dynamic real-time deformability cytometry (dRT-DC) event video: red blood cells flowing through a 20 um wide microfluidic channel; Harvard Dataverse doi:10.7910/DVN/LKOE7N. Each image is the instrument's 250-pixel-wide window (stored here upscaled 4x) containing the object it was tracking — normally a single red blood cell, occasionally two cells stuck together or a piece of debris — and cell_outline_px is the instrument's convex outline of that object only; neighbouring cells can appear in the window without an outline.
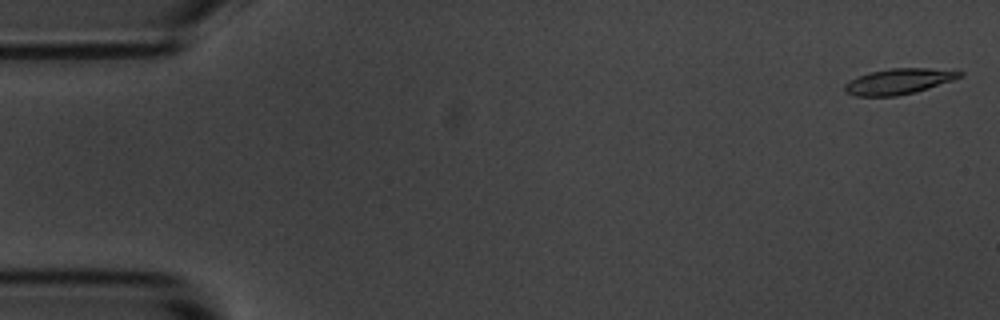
{"species": "common noctule bat (a hibernating species)", "species_latin": "Nyctalus noctula", "temperature_condition": "room temperature", "stored_images_in_passage": 8, "camera_frame_rate_fps": 3000, "um_per_image_px": 0.085, "animal": {"sex": "male", "body_mass_g": 20.1, "forearm_length_mm": 53.5}, "frame": {"image": 1, "passage_image": 1, "time_ms": 0.0, "image_size_px": [1000, 320], "cell_outline_px": [[964, 76], [916, 92], [896, 96], [856, 96], [844, 92], [844, 84], [848, 80], [856, 76], [868, 72], [888, 68], [928, 68], [964, 72]], "centroid_in_image_um": [76.33, 6.91], "position_along_channel_um": 8.7, "area_um2": 17.34}}
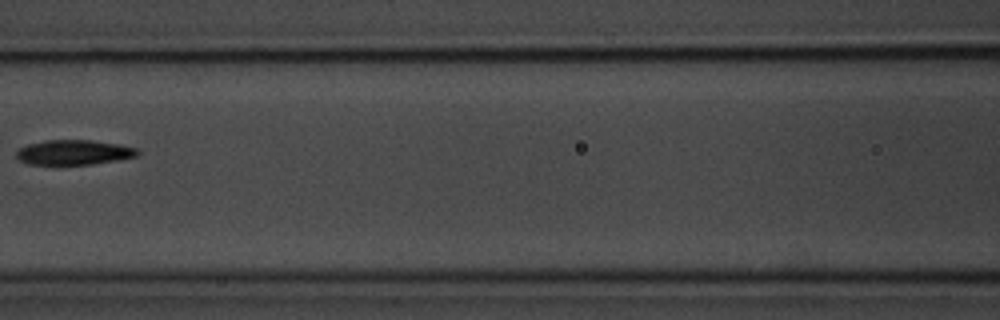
{"frame": {"image": 2, "passage_image": 7, "time_ms": 7.667, "image_size_px": [1000, 320], "cell_outline_px": [[140, 152], [136, 156], [116, 160], [92, 164], [28, 164], [20, 160], [16, 156], [16, 152], [20, 148], [28, 144], [44, 140], [88, 140], [120, 144], [136, 148]], "centroid_in_image_um": [6.27, 12.94], "position_along_channel_um": 160.3, "area_um2": 17.4}}
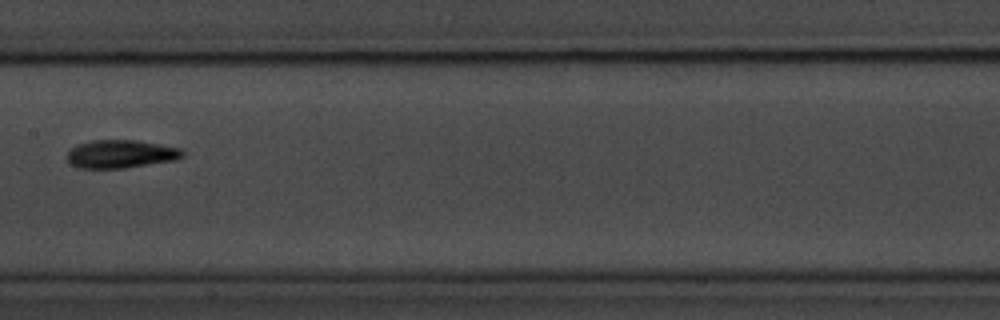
{"frame": {"image": 3, "passage_image": 8, "time_ms": 8.667, "image_size_px": [1000, 320], "cell_outline_px": [[184, 156], [176, 160], [124, 168], [76, 168], [68, 160], [68, 152], [76, 144], [92, 140], [136, 140], [160, 144], [180, 148], [184, 152]], "centroid_in_image_um": [10.28, 13.09], "position_along_channel_um": 197.1, "area_um2": 18.96}}